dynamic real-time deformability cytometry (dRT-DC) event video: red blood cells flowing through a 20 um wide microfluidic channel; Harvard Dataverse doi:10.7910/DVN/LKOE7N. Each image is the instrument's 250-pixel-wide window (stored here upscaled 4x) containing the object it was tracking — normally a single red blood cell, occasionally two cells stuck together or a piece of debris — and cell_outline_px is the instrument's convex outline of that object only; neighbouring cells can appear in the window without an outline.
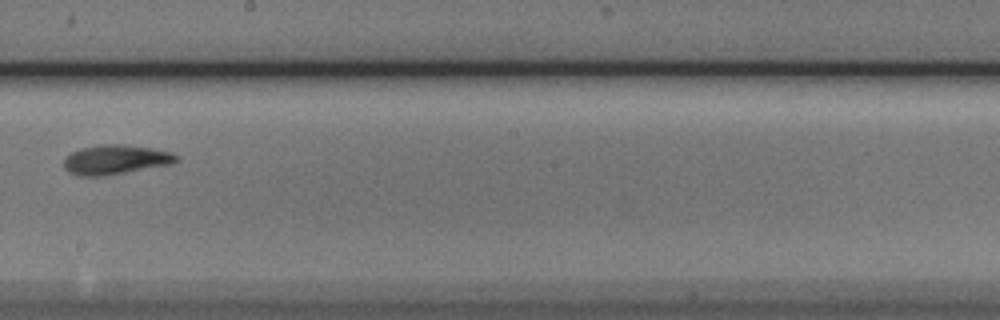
{"species": "Egyptian fruit bat (a non-hibernating species)", "species_latin": "Rousettus aegyptiacus", "temperature_condition": "cold", "stored_images_in_passage": 9, "camera_frame_rate_fps": 3000, "um_per_image_px": 0.085, "animal": {"sex": "male"}, "frame": {"image": 1, "passage_image": 9, "time_ms": 2.667, "image_size_px": [1000, 320], "cell_outline_px": [[180, 160], [172, 164], [104, 176], [80, 176], [68, 172], [64, 168], [64, 156], [80, 148], [100, 144], [124, 144], [152, 148], [172, 152], [180, 156]], "centroid_in_image_um": [9.84, 13.56], "position_along_channel_um": 238.4, "area_um2": 19.65}}